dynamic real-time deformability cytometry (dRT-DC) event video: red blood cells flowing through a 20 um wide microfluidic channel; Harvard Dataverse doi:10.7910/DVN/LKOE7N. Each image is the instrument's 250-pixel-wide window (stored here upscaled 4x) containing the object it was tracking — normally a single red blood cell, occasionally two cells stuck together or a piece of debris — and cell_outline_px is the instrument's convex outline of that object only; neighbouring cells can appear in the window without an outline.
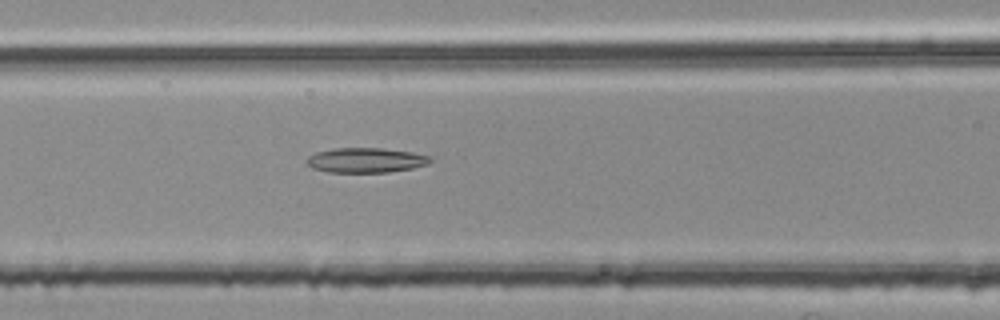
{"species": "common noctule bat (a hibernating species)", "species_latin": "Nyctalus noctula", "temperature_condition": "room temperature", "stored_images_in_passage": 36, "camera_frame_rate_fps": 3000, "um_per_image_px": 0.085, "animal": {"sex": "female", "body_mass_g": 25.1}, "frame": {"image": 1, "passage_image": 11, "time_ms": 3.333, "image_size_px": [1000, 320], "cell_outline_px": [[432, 160], [428, 164], [412, 168], [388, 172], [328, 172], [312, 168], [304, 160], [308, 156], [316, 152], [332, 148], [384, 148], [412, 152], [432, 156]], "centroid_in_image_um": [31.09, 13.61], "position_along_channel_um": 135.5, "area_um2": 18.03}}
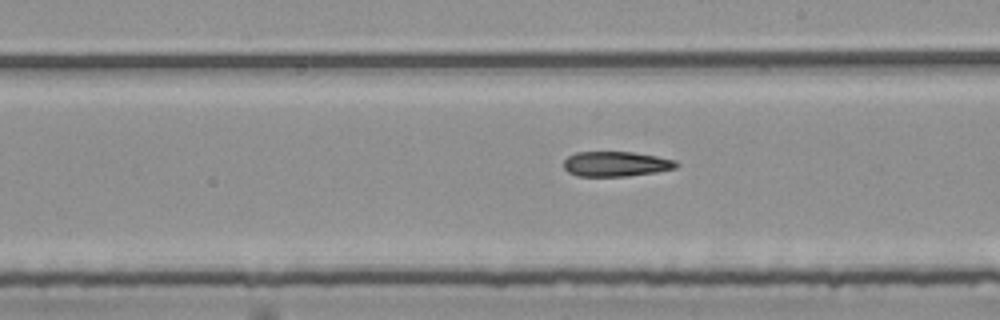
{"frame": {"image": 2, "passage_image": 19, "time_ms": 6.0, "image_size_px": [1000, 320], "cell_outline_px": [[680, 164], [676, 168], [656, 172], [628, 176], [576, 176], [568, 172], [564, 168], [564, 160], [568, 156], [576, 152], [632, 152], [656, 156], [676, 160]], "centroid_in_image_um": [52.36, 13.94], "position_along_channel_um": 236.6, "area_um2": 16.47}}
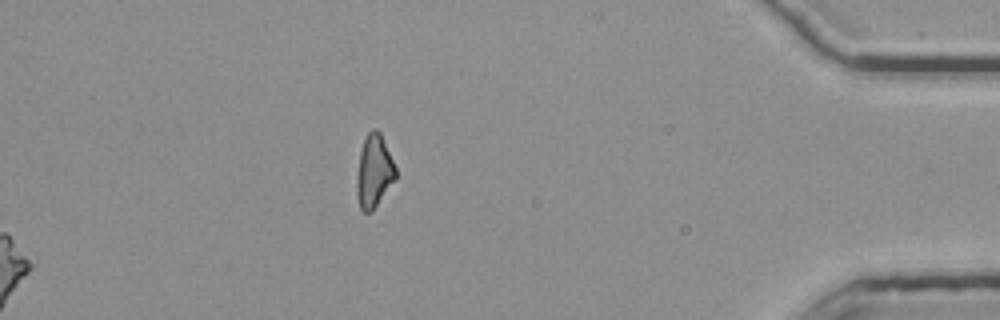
{"frame": {"image": 3, "passage_image": 36, "time_ms": 11.667, "image_size_px": [1000, 320], "cell_outline_px": [[396, 180], [372, 212], [364, 212], [360, 208], [356, 192], [356, 176], [360, 152], [364, 140], [368, 132], [372, 128], [376, 128], [380, 132], [396, 168]], "centroid_in_image_um": [31.79, 14.58], "position_along_channel_um": 403.4, "area_um2": 16.65}}